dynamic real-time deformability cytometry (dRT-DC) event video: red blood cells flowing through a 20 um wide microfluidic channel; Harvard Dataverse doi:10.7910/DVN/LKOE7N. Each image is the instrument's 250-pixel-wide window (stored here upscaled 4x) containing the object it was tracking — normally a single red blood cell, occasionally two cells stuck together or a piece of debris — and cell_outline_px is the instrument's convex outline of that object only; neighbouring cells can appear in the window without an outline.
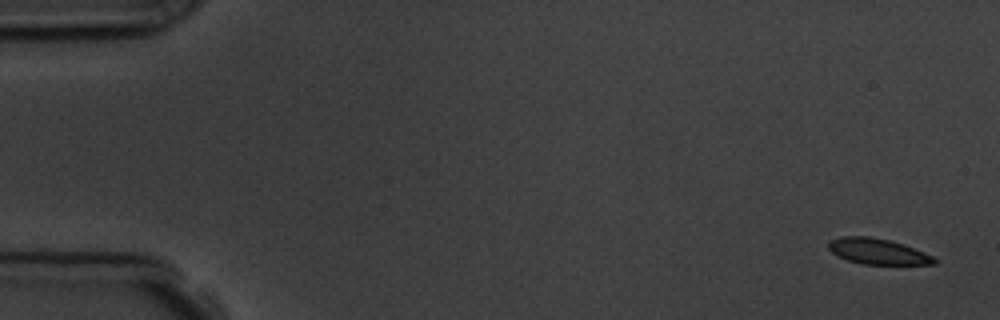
{"species": "common noctule bat (a hibernating species)", "species_latin": "Nyctalus noctula", "temperature_condition": "room temperature", "stored_images_in_passage": 6, "camera_frame_rate_fps": 3000, "um_per_image_px": 0.085, "animal": {"sex": "male", "body_mass_g": 19.5, "forearm_length_mm": 54.6}, "frame": {"image": 1, "passage_image": 1, "time_ms": 0.0, "image_size_px": [1000, 320], "cell_outline_px": [[936, 264], [864, 264], [848, 260], [832, 252], [828, 248], [828, 240], [840, 236], [868, 236], [888, 240], [904, 244], [924, 252], [932, 256], [936, 260]], "centroid_in_image_um": [74.58, 21.35], "position_along_channel_um": 10.4, "area_um2": 15.72}}